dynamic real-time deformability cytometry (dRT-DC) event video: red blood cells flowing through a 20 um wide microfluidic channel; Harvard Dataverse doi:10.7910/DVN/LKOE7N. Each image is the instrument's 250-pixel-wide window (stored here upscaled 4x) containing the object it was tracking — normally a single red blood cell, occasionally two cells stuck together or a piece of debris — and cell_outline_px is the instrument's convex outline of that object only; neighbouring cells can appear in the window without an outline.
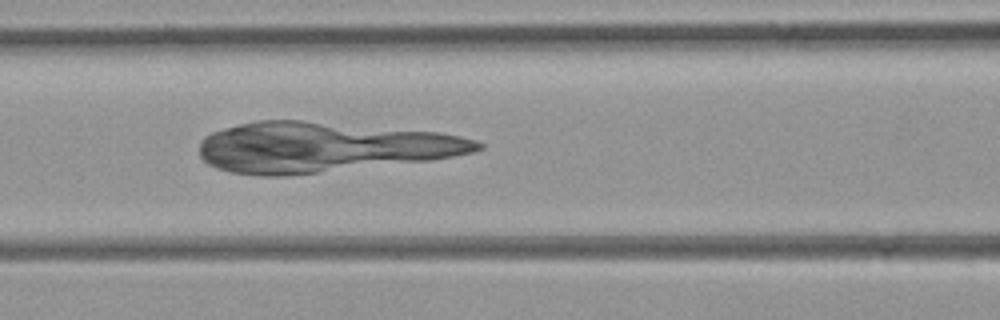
{"species": "common noctule bat (a hibernating species)", "species_latin": "Nyctalus noctula", "temperature_condition": "room temperature", "stored_images_in_passage": 15, "camera_frame_rate_fps": 3000, "um_per_image_px": 0.085, "animal": {"sex": "female", "body_mass_g": 21.9}, "frame": {"image": 1, "passage_image": 8, "time_ms": 2.333, "image_size_px": [1000, 320], "cell_outline_px": [[308, 152], [292, 172], [260, 172], [228, 132], [236, 128], [240, 128], [280, 140]], "centroid_in_image_um": [22.79, 12.88], "position_along_channel_um": 143.8, "area_um2": 14.16}}